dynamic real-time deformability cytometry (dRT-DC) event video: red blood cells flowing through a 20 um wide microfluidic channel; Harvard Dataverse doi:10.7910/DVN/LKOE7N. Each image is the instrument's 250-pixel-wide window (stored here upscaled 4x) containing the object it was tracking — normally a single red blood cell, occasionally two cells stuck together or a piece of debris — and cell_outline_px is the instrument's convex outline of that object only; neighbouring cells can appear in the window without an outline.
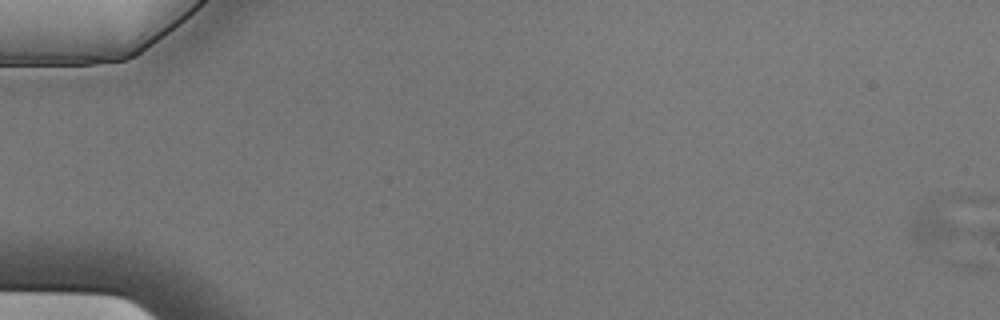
{"species": "Egyptian fruit bat (a non-hibernating species)", "species_latin": "Rousettus aegyptiacus", "temperature_condition": "cold", "stored_images_in_passage": 4, "segment_of_instrument_passage": [1, 2], "camera_frame_rate_fps": 3000, "um_per_image_px": 0.085, "animal": {"sex": "male"}, "frame": {"image": 1, "passage_image": 1, "time_ms": 0.0, "image_size_px": [1000, 320], "cell_outline_px": [[960, 232], [928, 256], [916, 240], [912, 232], [912, 224], [916, 208], [932, 200], [960, 228]], "centroid_in_image_um": [79.29, 19.32], "position_along_channel_um": 5.7, "area_um2": 11.62}}